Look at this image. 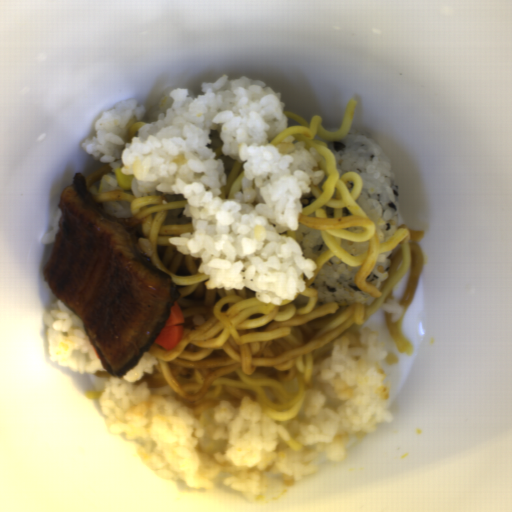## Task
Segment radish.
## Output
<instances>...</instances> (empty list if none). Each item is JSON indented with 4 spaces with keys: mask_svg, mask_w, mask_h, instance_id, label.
I'll list each match as a JSON object with an SVG mask.
<instances>
[{
    "mask_svg": "<svg viewBox=\"0 0 512 512\" xmlns=\"http://www.w3.org/2000/svg\"><path fill=\"white\" fill-rule=\"evenodd\" d=\"M184 322V315L175 301L164 327L153 343H156L166 351L174 349L183 338Z\"/></svg>",
    "mask_w": 512,
    "mask_h": 512,
    "instance_id": "1",
    "label": "radish"
}]
</instances>
